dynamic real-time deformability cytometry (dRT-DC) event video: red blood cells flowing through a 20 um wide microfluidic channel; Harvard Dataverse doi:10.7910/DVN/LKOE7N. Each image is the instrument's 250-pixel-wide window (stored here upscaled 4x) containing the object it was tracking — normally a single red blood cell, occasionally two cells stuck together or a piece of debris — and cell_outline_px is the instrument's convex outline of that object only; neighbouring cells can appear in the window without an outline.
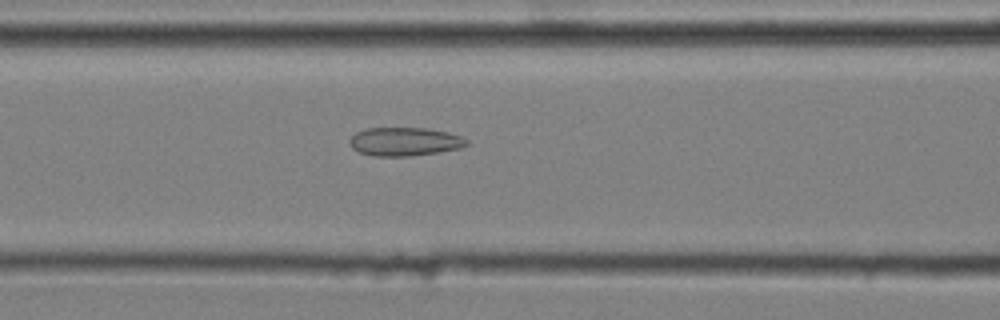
{"species": "common noctule bat (a hibernating species)", "species_latin": "Nyctalus noctula", "temperature_condition": "cold", "stored_images_in_passage": 50, "camera_frame_rate_fps": 3000, "um_per_image_px": 0.085, "animal": {"sex": "male", "body_mass_g": 20.4}, "frame": {"image": 1, "passage_image": 23, "time_ms": 7.333, "image_size_px": [1000, 320], "cell_outline_px": [[468, 144], [460, 148], [436, 152], [408, 156], [372, 156], [360, 152], [352, 148], [348, 144], [348, 140], [356, 132], [368, 128], [428, 128], [448, 132], [460, 136], [468, 140]], "centroid_in_image_um": [34.36, 12.03], "position_along_channel_um": 132.2, "area_um2": 19.42}}
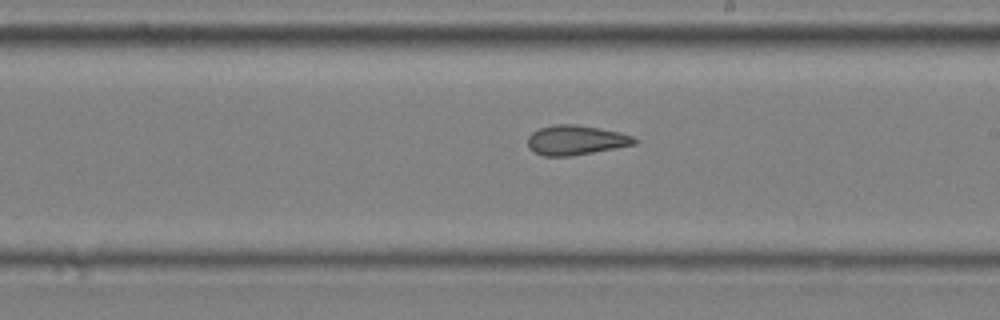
{"frame": {"image": 2, "passage_image": 32, "time_ms": 10.333, "image_size_px": [1000, 320], "cell_outline_px": [[640, 140], [636, 144], [572, 156], [544, 156], [528, 148], [528, 136], [532, 132], [540, 128], [556, 124], [576, 124], [600, 128], [620, 132], [632, 136]], "centroid_in_image_um": [48.96, 11.9], "position_along_channel_um": 240.0, "area_um2": 18.5}}
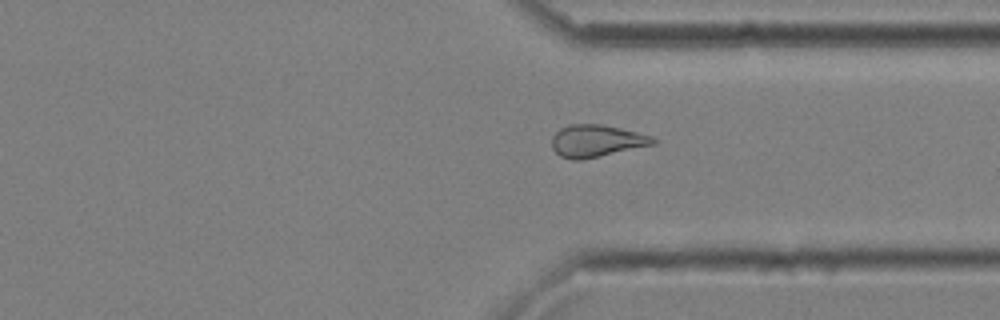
{"frame": {"image": 3, "passage_image": 42, "time_ms": 13.667, "image_size_px": [1000, 320], "cell_outline_px": [[656, 144], [580, 160], [572, 160], [560, 156], [552, 148], [552, 136], [560, 128], [568, 124], [600, 124], [620, 128], [652, 136], [656, 140]], "centroid_in_image_um": [50.68, 11.97], "position_along_channel_um": 360.7, "area_um2": 18.9}, "authors_computed_cell_mechanics": {"area_um2": 19.652, "velocity_mm_per_s": 3.6011, "shape_relaxation_time_tau1_ms": null, "shape_relaxation_time_tau2_ms": 3.7406, "deformation_change_tau1": null, "deformation_change_tau2": 0.119}}